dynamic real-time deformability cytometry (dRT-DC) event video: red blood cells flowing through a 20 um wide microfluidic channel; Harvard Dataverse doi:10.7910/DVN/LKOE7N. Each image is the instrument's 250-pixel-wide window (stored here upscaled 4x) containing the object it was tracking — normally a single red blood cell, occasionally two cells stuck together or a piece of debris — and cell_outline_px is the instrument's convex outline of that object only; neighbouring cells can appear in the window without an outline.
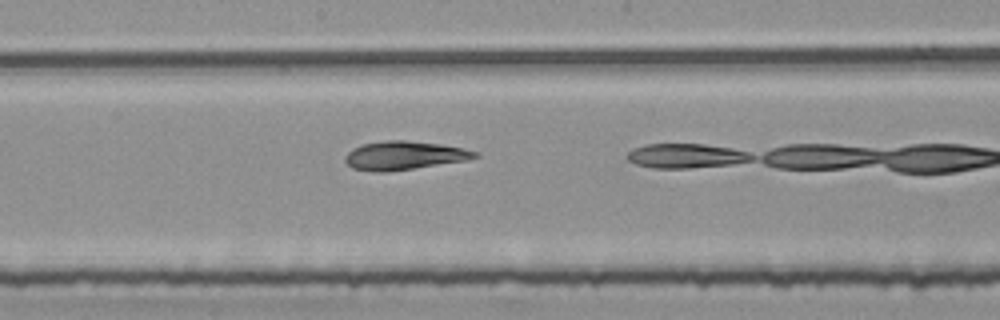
{"species": "common noctule bat (a hibernating species)", "species_latin": "Nyctalus noctula", "temperature_condition": "room temperature", "stored_images_in_passage": 24, "camera_frame_rate_fps": 3000, "um_per_image_px": 0.085, "animal": {"sex": "female", "body_mass_g": 25.1}, "frame": {"image": 1, "passage_image": 17, "time_ms": 5.333, "image_size_px": [1000, 320], "cell_outline_px": [[480, 156], [468, 160], [388, 172], [376, 172], [352, 168], [344, 160], [344, 156], [352, 148], [360, 144], [384, 140], [404, 140], [440, 144], [464, 148], [480, 152]], "centroid_in_image_um": [34.35, 13.21], "position_along_channel_um": 213.8, "area_um2": 21.85}}